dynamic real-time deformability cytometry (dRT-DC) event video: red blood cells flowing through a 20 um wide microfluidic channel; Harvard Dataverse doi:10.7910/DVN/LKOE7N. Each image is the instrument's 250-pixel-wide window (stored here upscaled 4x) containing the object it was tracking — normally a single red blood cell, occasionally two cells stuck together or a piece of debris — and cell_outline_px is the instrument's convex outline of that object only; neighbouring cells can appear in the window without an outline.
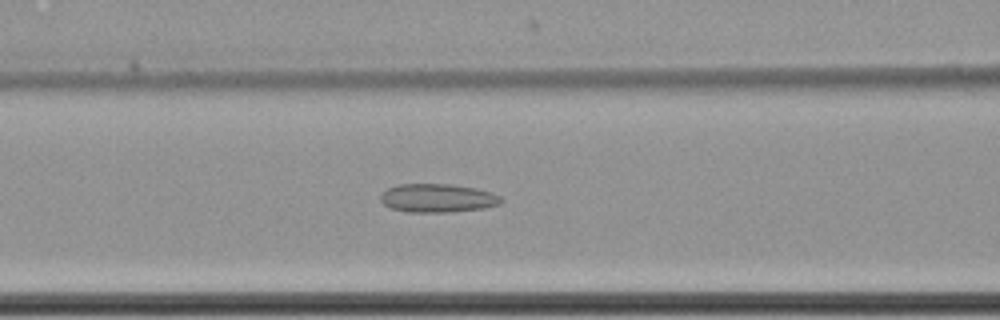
{"species": "common noctule bat (a hibernating species)", "species_latin": "Nyctalus noctula", "temperature_condition": "cold", "stored_images_in_passage": 53, "camera_frame_rate_fps": 3000, "um_per_image_px": 0.085, "animal": {"sex": "female", "body_mass_g": 22.7, "forearm_length_mm": 54.2}, "frame": {"image": 1, "passage_image": 22, "time_ms": 7.0, "image_size_px": [1000, 320], "cell_outline_px": [[504, 200], [500, 204], [484, 208], [452, 212], [408, 212], [392, 208], [384, 204], [380, 200], [380, 196], [388, 188], [396, 184], [448, 184], [476, 188], [492, 192], [500, 196]], "centroid_in_image_um": [37.22, 16.84], "position_along_channel_um": 129.4, "area_um2": 20.11}}
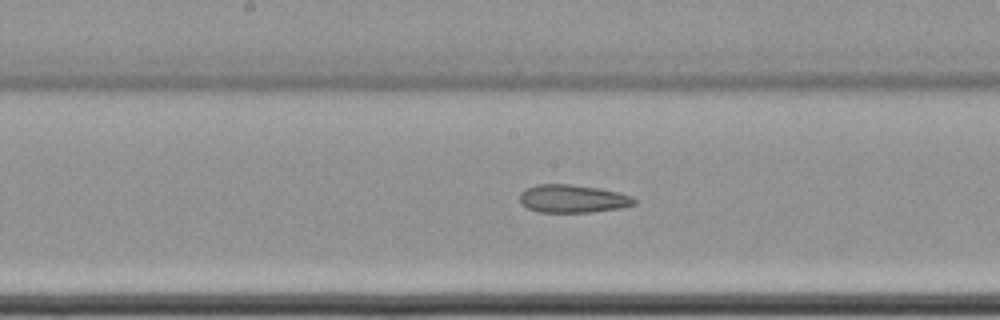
{"frame": {"image": 2, "passage_image": 28, "time_ms": 9.0, "image_size_px": [1000, 320], "cell_outline_px": [[636, 204], [620, 208], [592, 212], [540, 212], [528, 208], [520, 204], [520, 192], [524, 188], [536, 184], [568, 184], [600, 188], [632, 196], [636, 200]], "centroid_in_image_um": [48.65, 16.88], "position_along_channel_um": 199.6, "area_um2": 18.79}}
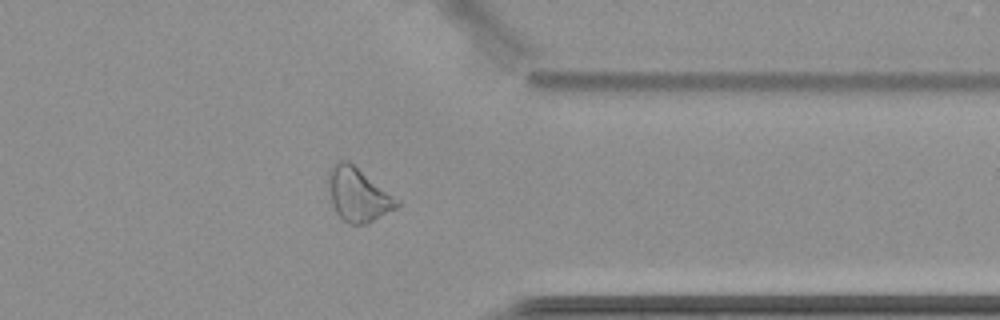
{"frame": {"image": 3, "passage_image": 44, "time_ms": 14.333, "image_size_px": [1000, 320], "cell_outline_px": [[400, 204], [396, 208], [368, 224], [348, 224], [336, 212], [332, 204], [328, 184], [328, 168], [336, 160], [348, 160], [400, 200]], "centroid_in_image_um": [30.42, 16.53], "position_along_channel_um": 381.0, "area_um2": 21.56}, "authors_computed_cell_mechanics": {"area_um2": 21.097, "velocity_mm_per_s": 3.5013, "shape_relaxation_time_tau1_ms": null, "shape_relaxation_time_tau2_ms": 6.586, "deformation_change_tau1": null, "deformation_change_tau2": 0.1361}}